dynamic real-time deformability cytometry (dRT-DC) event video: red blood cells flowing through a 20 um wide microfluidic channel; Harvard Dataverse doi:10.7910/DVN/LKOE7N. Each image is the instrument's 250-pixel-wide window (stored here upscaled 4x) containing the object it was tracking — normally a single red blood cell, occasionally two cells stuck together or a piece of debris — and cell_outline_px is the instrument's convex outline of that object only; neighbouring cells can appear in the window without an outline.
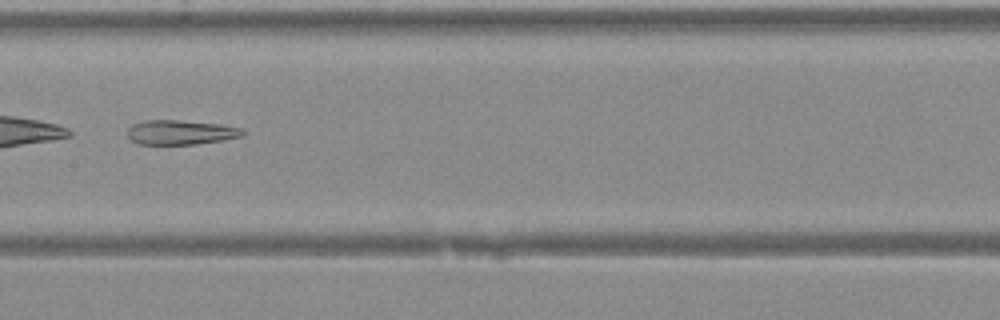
{"species": "Egyptian fruit bat (a non-hibernating species)", "species_latin": "Rousettus aegyptiacus", "temperature_condition": "warm", "stored_images_in_passage": 35, "camera_frame_rate_fps": 3000, "um_per_image_px": 0.085, "animal": {"sex": "female"}, "frame": {"image": 1, "passage_image": 16, "time_ms": 5.0, "image_size_px": [1000, 320], "cell_outline_px": [[244, 136], [196, 144], [136, 144], [128, 136], [128, 128], [132, 124], [144, 120], [180, 120], [220, 124], [244, 128]], "centroid_in_image_um": [15.36, 11.24], "position_along_channel_um": 192.0, "area_um2": 16.53}}